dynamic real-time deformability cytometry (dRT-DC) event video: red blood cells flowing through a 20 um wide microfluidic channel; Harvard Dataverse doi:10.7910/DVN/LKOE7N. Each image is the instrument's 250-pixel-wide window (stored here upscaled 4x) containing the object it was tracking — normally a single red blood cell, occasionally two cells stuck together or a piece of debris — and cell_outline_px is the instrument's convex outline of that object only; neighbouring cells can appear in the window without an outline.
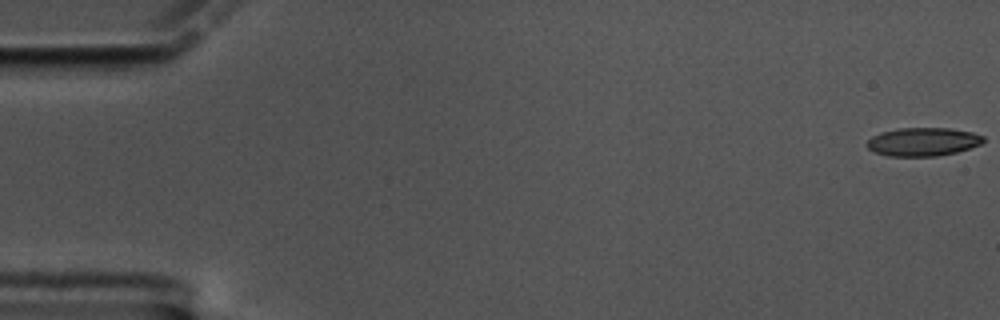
{"species": "common noctule bat (a hibernating species)", "species_latin": "Nyctalus noctula", "temperature_condition": "cold", "stored_images_in_passage": 30, "camera_frame_rate_fps": 3000, "um_per_image_px": 0.085, "animal": {"sex": "male", "body_mass_g": 17.5, "forearm_length_mm": 52.3}, "frame": {"image": 1, "passage_image": 1, "time_ms": 0.0, "image_size_px": [1000, 320], "cell_outline_px": [[984, 140], [980, 144], [956, 152], [936, 156], [888, 156], [872, 152], [864, 144], [872, 136], [880, 132], [896, 128], [948, 128], [972, 132], [984, 136]], "centroid_in_image_um": [78.39, 12.05], "position_along_channel_um": 6.6, "area_um2": 19.36}}
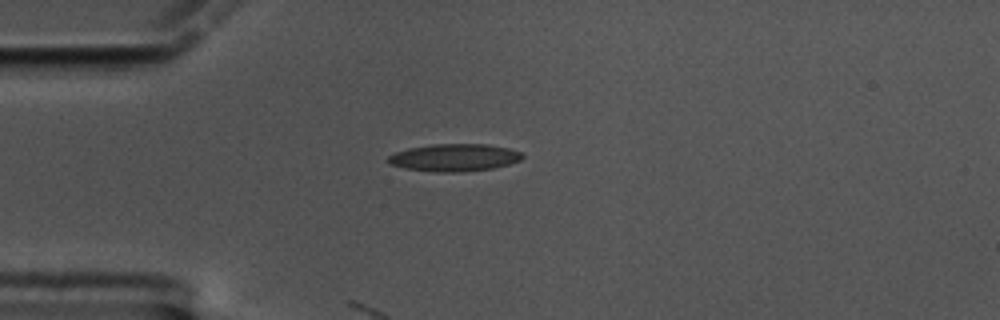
{"frame": {"image": 2, "passage_image": 16, "time_ms": 5.0, "image_size_px": [1000, 320], "cell_outline_px": [[524, 156], [520, 160], [508, 164], [492, 168], [456, 172], [436, 172], [404, 168], [388, 164], [388, 156], [396, 152], [408, 148], [432, 144], [488, 144], [508, 148], [520, 152]], "centroid_in_image_um": [38.59, 13.39], "position_along_channel_um": 46.4, "area_um2": 21.33}}